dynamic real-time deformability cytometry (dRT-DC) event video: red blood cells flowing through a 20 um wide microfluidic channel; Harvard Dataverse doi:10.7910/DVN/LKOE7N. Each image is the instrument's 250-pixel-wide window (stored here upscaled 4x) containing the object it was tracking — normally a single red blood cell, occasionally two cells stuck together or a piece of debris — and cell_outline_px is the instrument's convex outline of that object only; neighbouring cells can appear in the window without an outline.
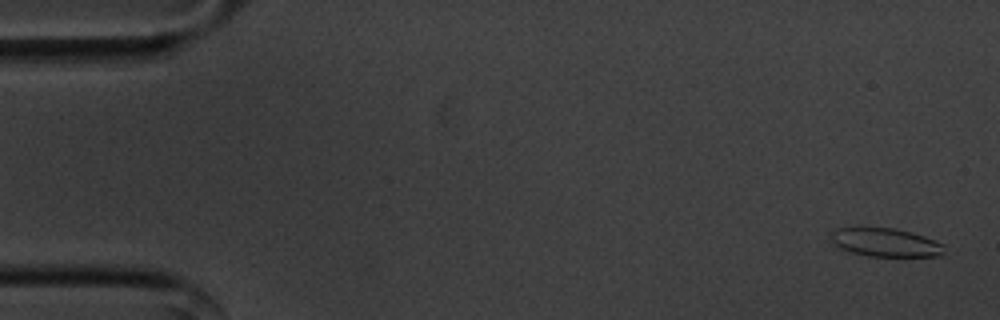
{"species": "common noctule bat (a hibernating species)", "species_latin": "Nyctalus noctula", "temperature_condition": "cold", "stored_images_in_passage": 56, "camera_frame_rate_fps": 3000, "um_per_image_px": 0.085, "animal": {"sex": "male", "body_mass_g": 20.1, "forearm_length_mm": 53.5}, "frame": {"image": 1, "passage_image": 2, "time_ms": 0.333, "image_size_px": [1000, 320], "cell_outline_px": [[944, 252], [940, 256], [868, 256], [852, 252], [840, 248], [832, 240], [832, 232], [836, 228], [896, 228], [912, 232], [924, 236], [944, 244]], "centroid_in_image_um": [75.31, 20.61], "position_along_channel_um": 9.7, "area_um2": 18.61}}
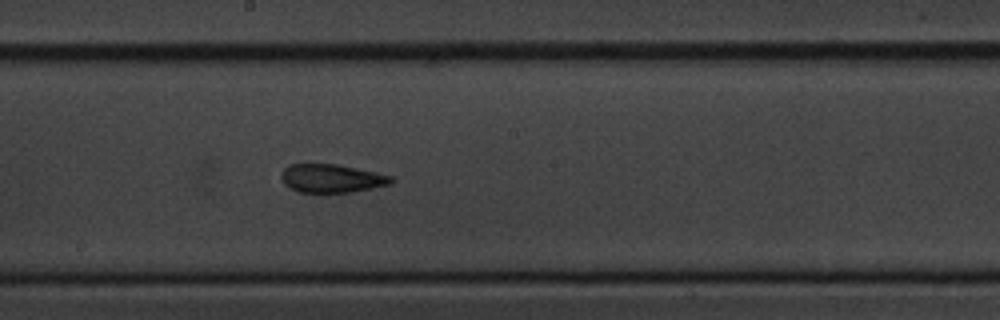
{"frame": {"image": 2, "passage_image": 30, "time_ms": 9.667, "image_size_px": [1000, 320], "cell_outline_px": [[396, 180], [392, 184], [348, 192], [296, 192], [288, 188], [280, 180], [280, 172], [288, 164], [336, 164], [392, 176]], "centroid_in_image_um": [28.12, 15.16], "position_along_channel_um": 220.1, "area_um2": 18.26}}
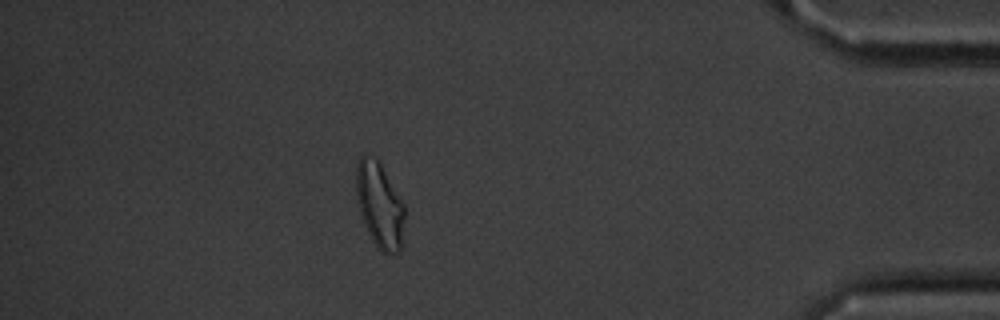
{"frame": {"image": 3, "passage_image": 49, "time_ms": 16.0, "image_size_px": [1000, 320], "cell_outline_px": [[404, 216], [400, 248], [396, 252], [380, 252], [376, 248], [364, 224], [360, 212], [356, 196], [356, 164], [360, 156], [364, 152], [372, 156], [380, 164], [404, 204]], "centroid_in_image_um": [32.23, 17.4], "position_along_channel_um": 403.0, "area_um2": 23.81}, "authors_computed_cell_mechanics": {"area_um2": 18.9584, "velocity_mm_per_s": 3.5819, "shape_relaxation_time_tau1_ms": 10.0727, "shape_relaxation_time_tau2_ms": 2.2968, "deformation_change_tau1": 0.2036, "deformation_change_tau2": 0.1045}}